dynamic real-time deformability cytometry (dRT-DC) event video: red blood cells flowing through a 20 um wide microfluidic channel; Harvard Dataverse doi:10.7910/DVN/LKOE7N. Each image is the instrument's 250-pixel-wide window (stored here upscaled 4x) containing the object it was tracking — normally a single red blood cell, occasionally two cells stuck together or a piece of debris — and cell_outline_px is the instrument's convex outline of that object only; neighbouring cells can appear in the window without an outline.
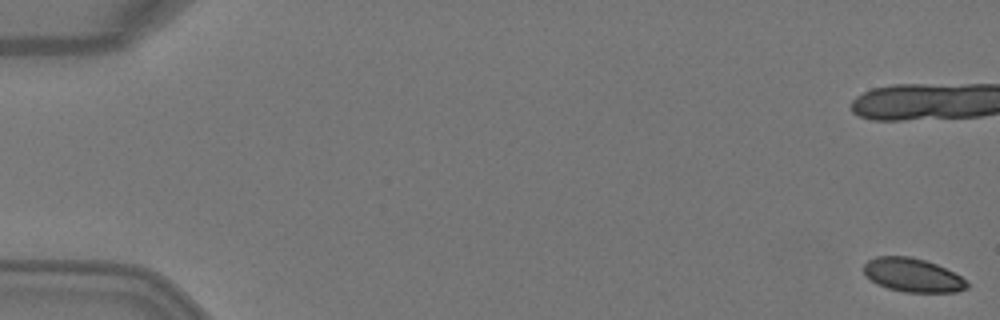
{"species": "Egyptian fruit bat (a non-hibernating species)", "species_latin": "Rousettus aegyptiacus", "temperature_condition": "warm", "stored_images_in_passage": 5, "camera_frame_rate_fps": 3000, "um_per_image_px": 0.085, "animal": {"sex": "female"}, "frame": {"image": 1, "passage_image": 1, "time_ms": 0.0, "image_size_px": [1000, 320], "cell_outline_px": [[968, 288], [956, 292], [904, 292], [888, 288], [864, 276], [864, 264], [868, 260], [876, 256], [912, 256], [936, 264], [960, 276], [968, 284]], "centroid_in_image_um": [77.55, 23.38], "position_along_channel_um": 7.4, "area_um2": 20.11}}